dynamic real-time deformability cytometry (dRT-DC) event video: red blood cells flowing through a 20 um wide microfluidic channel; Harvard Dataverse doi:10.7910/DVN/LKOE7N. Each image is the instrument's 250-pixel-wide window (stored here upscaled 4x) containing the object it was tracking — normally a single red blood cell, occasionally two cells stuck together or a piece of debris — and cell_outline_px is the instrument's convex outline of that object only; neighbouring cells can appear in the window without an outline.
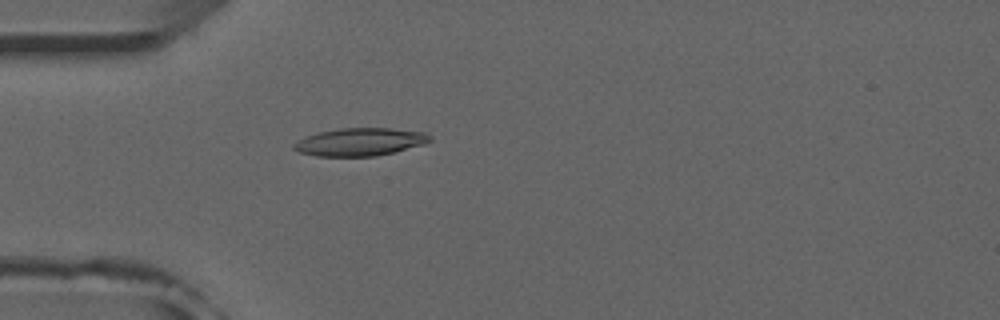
{"species": "common noctule bat (a hibernating species)", "species_latin": "Nyctalus noctula", "temperature_condition": "room temperature", "stored_images_in_passage": 44, "camera_frame_rate_fps": 3000, "um_per_image_px": 0.085, "animal": {"sex": "male", "forearm_length_mm": 52.5}, "frame": {"image": 1, "passage_image": 7, "time_ms": 2.0, "image_size_px": [1000, 320], "cell_outline_px": [[432, 140], [424, 144], [376, 156], [316, 156], [300, 152], [292, 148], [292, 144], [308, 136], [320, 132], [340, 128], [392, 128], [424, 132], [432, 136]], "centroid_in_image_um": [30.63, 12.06], "position_along_channel_um": 54.4, "area_um2": 21.85}}
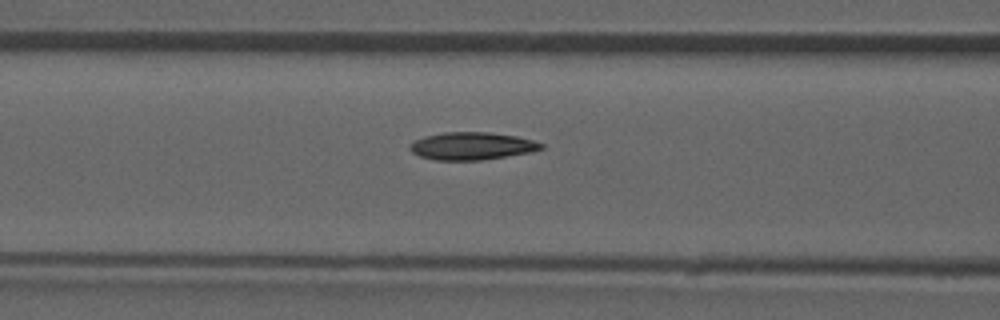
{"frame": {"image": 2, "passage_image": 13, "time_ms": 4.0, "image_size_px": [1000, 320], "cell_outline_px": [[544, 148], [532, 152], [480, 160], [436, 160], [420, 156], [412, 152], [408, 148], [408, 144], [424, 136], [444, 132], [488, 132], [516, 136], [532, 140], [544, 144]], "centroid_in_image_um": [40.09, 12.41], "position_along_channel_um": 126.5, "area_um2": 21.1}}
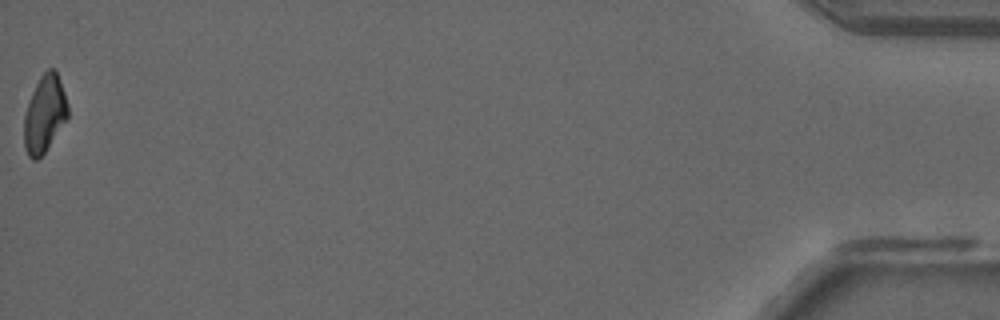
{"frame": {"image": 3, "passage_image": 44, "time_ms": 14.333, "image_size_px": [1000, 320], "cell_outline_px": [[68, 116], [44, 152], [36, 160], [32, 160], [28, 156], [24, 148], [24, 116], [32, 92], [40, 76], [48, 68], [56, 68], [68, 104]], "centroid_in_image_um": [3.78, 9.66], "position_along_channel_um": 431.4, "area_um2": 19.42}, "authors_computed_cell_mechanics": {"area_um2": 20.6057, "velocity_mm_per_s": 3.9402, "shape_relaxation_time_tau1_ms": null, "shape_relaxation_time_tau2_ms": 4.7947, "deformation_change_tau1": null, "deformation_change_tau2": 0.1327}}